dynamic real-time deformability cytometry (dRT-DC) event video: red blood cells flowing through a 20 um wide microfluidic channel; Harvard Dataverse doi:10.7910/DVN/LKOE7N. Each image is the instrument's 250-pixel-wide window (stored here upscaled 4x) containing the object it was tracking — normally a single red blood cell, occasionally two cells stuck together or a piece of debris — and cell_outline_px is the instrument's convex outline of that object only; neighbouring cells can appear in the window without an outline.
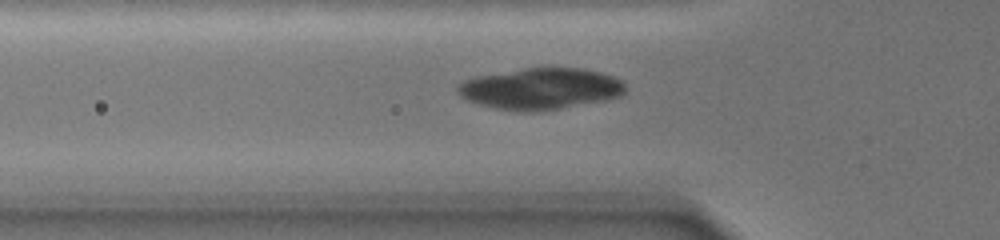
{"species": "common noctule bat (a hibernating species)", "species_latin": "Nyctalus noctula", "temperature_condition": "warm", "stored_images_in_passage": 4, "camera_frame_rate_fps": 3000, "um_per_image_px": 0.085, "animal": {"sex": "female", "body_mass_g": 19.0, "forearm_length_mm": 51.5}, "frame": {"image": 1, "passage_image": 4, "time_ms": 0.667, "image_size_px": [1000, 240], "cell_outline_px": [[652, 212], [572, 224], [512, 216], [504, 212], [500, 208], [652, 208]], "centroid_in_image_um": [48.77, 18.17], "position_along_channel_um": 77.0, "area_um2": 11.39}}